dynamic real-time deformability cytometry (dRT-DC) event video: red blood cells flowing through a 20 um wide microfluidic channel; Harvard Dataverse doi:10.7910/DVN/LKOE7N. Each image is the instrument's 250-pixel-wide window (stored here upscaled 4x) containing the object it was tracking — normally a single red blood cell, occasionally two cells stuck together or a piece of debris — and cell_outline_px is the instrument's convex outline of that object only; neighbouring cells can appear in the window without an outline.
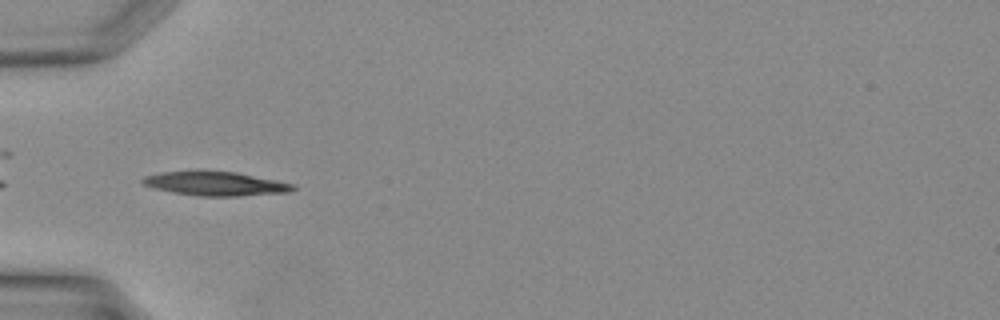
{"species": "Egyptian fruit bat (a non-hibernating species)", "species_latin": "Rousettus aegyptiacus", "temperature_condition": "warm", "stored_images_in_passage": 8, "camera_frame_rate_fps": 3000, "um_per_image_px": 0.085, "animal": {"sex": "female"}, "frame": {"image": 1, "passage_image": 3, "time_ms": 0.667, "image_size_px": [1000, 320], "cell_outline_px": [[296, 188], [288, 192], [236, 196], [200, 196], [176, 192], [156, 188], [144, 184], [140, 180], [144, 176], [160, 172], [196, 168], [204, 168], [236, 172], [296, 184]], "centroid_in_image_um": [18.28, 15.55], "position_along_channel_um": 66.7, "area_um2": 21.68}}